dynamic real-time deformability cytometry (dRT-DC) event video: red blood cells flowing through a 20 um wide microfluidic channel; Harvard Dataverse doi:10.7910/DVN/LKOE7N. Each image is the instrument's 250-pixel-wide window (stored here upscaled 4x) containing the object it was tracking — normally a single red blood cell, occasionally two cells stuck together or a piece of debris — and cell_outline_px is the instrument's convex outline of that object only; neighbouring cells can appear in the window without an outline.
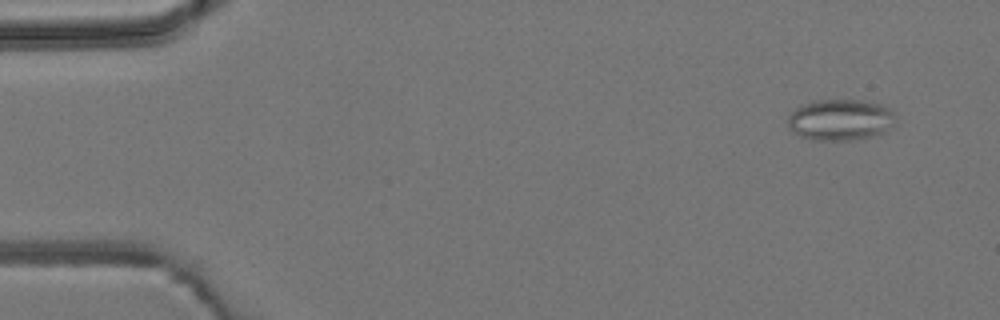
{"species": "common noctule bat (a hibernating species)", "species_latin": "Nyctalus noctula", "temperature_condition": "room temperature", "stored_images_in_passage": 4, "camera_frame_rate_fps": 3000, "um_per_image_px": 0.085, "animal": {"sex": "male", "body_mass_g": 19.2, "forearm_length_mm": 51.8}, "frame": {"image": 1, "passage_image": 1, "time_ms": 0.0, "image_size_px": [1000, 320], "cell_outline_px": [[896, 116], [892, 124], [884, 132], [860, 140], [812, 140], [800, 136], [792, 132], [788, 124], [788, 116], [800, 104], [816, 100], [860, 100], [880, 104], [888, 108]], "centroid_in_image_um": [71.4, 10.19], "position_along_channel_um": 13.6, "area_um2": 25.95}}